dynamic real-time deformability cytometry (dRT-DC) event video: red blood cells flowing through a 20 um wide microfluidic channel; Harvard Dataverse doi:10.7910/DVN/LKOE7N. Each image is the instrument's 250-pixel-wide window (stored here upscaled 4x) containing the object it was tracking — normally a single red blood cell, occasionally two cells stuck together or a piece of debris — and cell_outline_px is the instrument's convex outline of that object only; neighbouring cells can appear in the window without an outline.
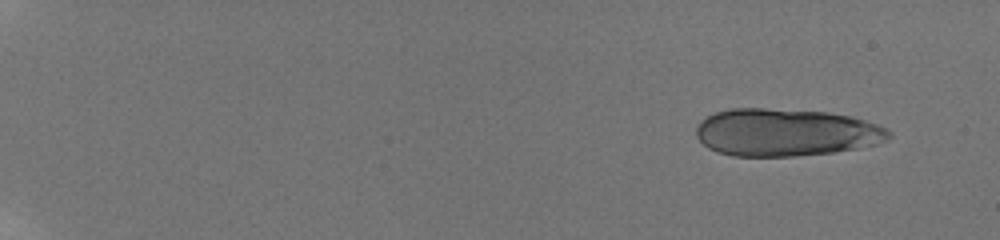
{"species": "human", "species_latin": "Homo sapiens", "temperature_condition": "room temperature", "stored_images_in_passage": 16, "camera_frame_rate_fps": 3000, "um_per_image_px": 0.085, "donor": {"sex": "male"}, "frame": {"image": 1, "passage_image": 1, "time_ms": 0.0, "image_size_px": [1000, 240], "cell_outline_px": [[892, 136], [888, 140], [876, 144], [860, 148], [832, 152], [792, 156], [732, 156], [716, 152], [708, 148], [696, 136], [696, 128], [700, 120], [716, 112], [732, 108], [764, 108], [828, 112], [852, 116], [876, 124], [892, 132]], "centroid_in_image_um": [66.79, 11.25], "position_along_channel_um": 18.2, "area_um2": 53.52}}